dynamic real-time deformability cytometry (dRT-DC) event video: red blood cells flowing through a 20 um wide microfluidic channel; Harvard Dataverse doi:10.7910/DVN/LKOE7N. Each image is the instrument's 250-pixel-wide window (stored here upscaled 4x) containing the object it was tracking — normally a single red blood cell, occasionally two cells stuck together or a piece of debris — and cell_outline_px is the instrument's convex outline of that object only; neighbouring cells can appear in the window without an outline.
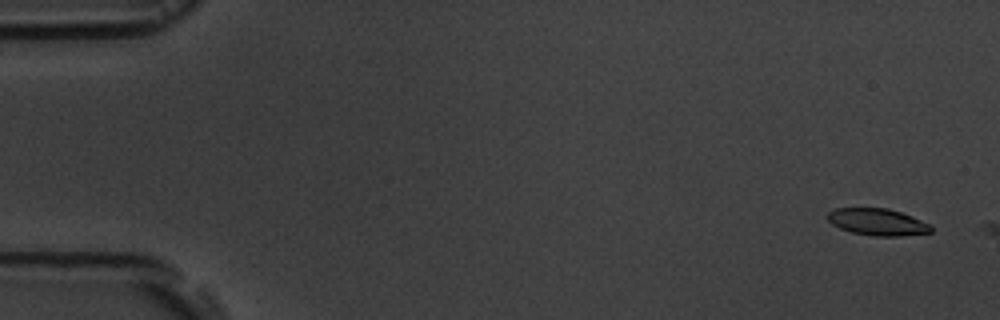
{"species": "common noctule bat (a hibernating species)", "species_latin": "Nyctalus noctula", "temperature_condition": "room temperature", "stored_images_in_passage": 5, "camera_frame_rate_fps": 3000, "um_per_image_px": 0.085, "animal": {"sex": "male", "body_mass_g": 19.5, "forearm_length_mm": 54.6}, "frame": {"image": 1, "passage_image": 1, "time_ms": 0.0, "image_size_px": [1000, 320], "cell_outline_px": [[932, 232], [900, 236], [872, 236], [852, 232], [840, 228], [832, 224], [828, 220], [828, 212], [836, 208], [888, 208], [912, 216], [932, 224]], "centroid_in_image_um": [74.62, 18.87], "position_along_channel_um": 10.4, "area_um2": 16.24}}